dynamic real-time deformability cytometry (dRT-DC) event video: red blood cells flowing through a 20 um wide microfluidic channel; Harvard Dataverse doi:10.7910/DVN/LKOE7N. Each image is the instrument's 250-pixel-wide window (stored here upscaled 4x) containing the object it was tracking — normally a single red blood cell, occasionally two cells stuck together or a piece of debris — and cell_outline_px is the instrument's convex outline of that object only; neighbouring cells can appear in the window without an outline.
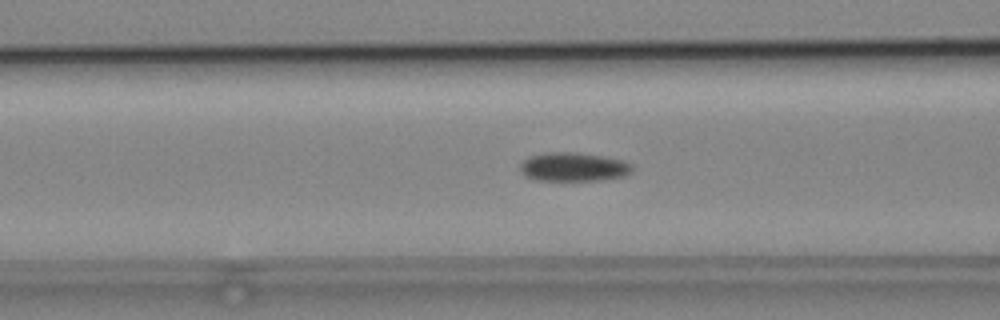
{"species": "common noctule bat (a hibernating species)", "species_latin": "Nyctalus noctula", "temperature_condition": "cold", "stored_images_in_passage": 40, "camera_frame_rate_fps": 3000, "um_per_image_px": 0.085, "animal": {"sex": "male", "body_mass_g": 19.2, "forearm_length_mm": 51.8}, "frame": {"image": 1, "passage_image": 8, "time_ms": 2.333, "image_size_px": [1000, 320], "cell_outline_px": [[632, 172], [624, 176], [596, 180], [536, 180], [524, 176], [520, 172], [520, 164], [528, 156], [544, 152], [576, 152], [604, 156], [624, 160], [632, 164]], "centroid_in_image_um": [48.72, 14.17], "position_along_channel_um": 117.9, "area_um2": 19.02}}
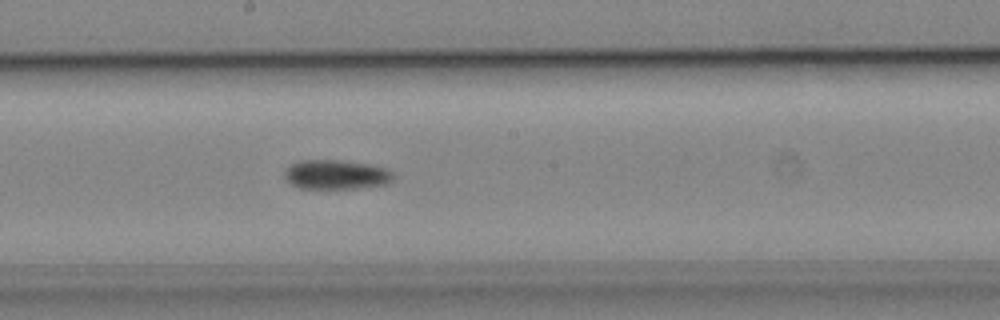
{"frame": {"image": 2, "passage_image": 16, "time_ms": 5.0, "image_size_px": [1000, 320], "cell_outline_px": [[396, 176], [388, 184], [356, 188], [300, 188], [292, 184], [284, 176], [284, 172], [292, 164], [300, 160], [344, 160], [368, 164], [384, 168], [392, 172]], "centroid_in_image_um": [28.6, 14.83], "position_along_channel_um": 219.6, "area_um2": 18.55}}
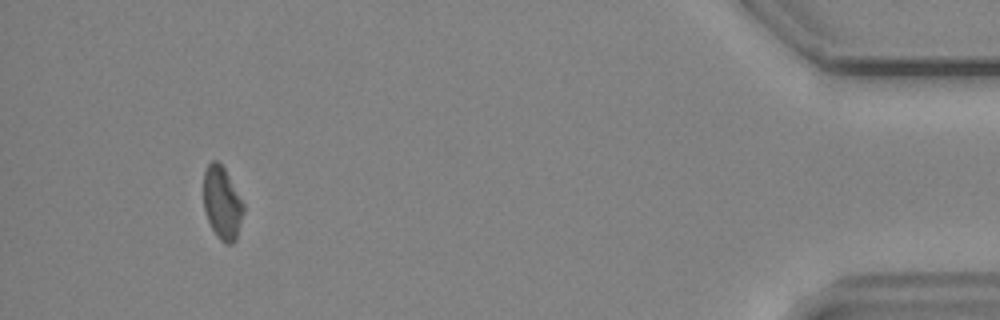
{"frame": {"image": 3, "passage_image": 37, "time_ms": 12.0, "image_size_px": [1000, 320], "cell_outline_px": [[244, 212], [236, 240], [232, 244], [224, 244], [216, 236], [208, 220], [204, 208], [204, 172], [208, 164], [212, 160], [216, 160], [224, 168], [244, 204]], "centroid_in_image_um": [18.89, 17.29], "position_along_channel_um": 416.3, "area_um2": 16.88}}